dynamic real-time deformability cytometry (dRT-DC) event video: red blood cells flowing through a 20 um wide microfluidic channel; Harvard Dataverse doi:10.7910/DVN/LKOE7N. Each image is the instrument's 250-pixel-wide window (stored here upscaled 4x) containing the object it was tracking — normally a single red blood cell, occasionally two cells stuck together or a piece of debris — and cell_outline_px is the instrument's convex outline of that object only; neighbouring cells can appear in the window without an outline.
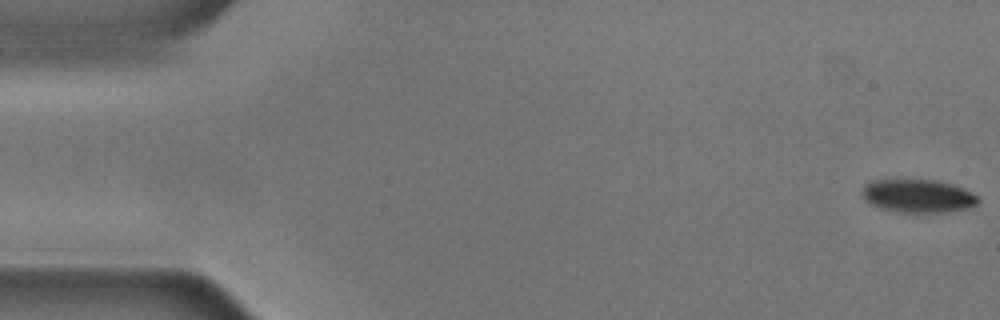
{"species": "common noctule bat (a hibernating species)", "species_latin": "Nyctalus noctula", "temperature_condition": "cold", "stored_images_in_passage": 56, "camera_frame_rate_fps": 3000, "um_per_image_px": 0.085, "animal": {"sex": "male", "body_mass_g": 17.9, "forearm_length_mm": 54.2}, "frame": {"image": 1, "passage_image": 1, "time_ms": 0.0, "image_size_px": [1000, 320], "cell_outline_px": [[980, 200], [972, 208], [952, 212], [892, 212], [868, 204], [864, 200], [860, 192], [864, 184], [872, 180], [936, 180], [952, 184], [964, 188], [972, 192]], "centroid_in_image_um": [78.0, 16.67], "position_along_channel_um": 7.0, "area_um2": 22.95}}
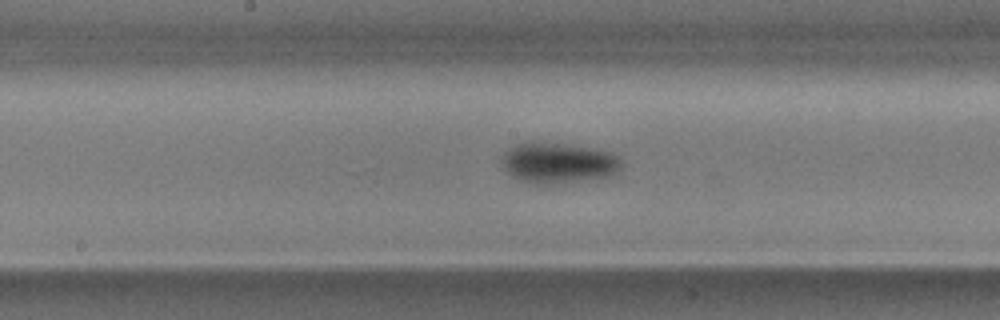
{"frame": {"image": 2, "passage_image": 28, "time_ms": 9.0, "image_size_px": [1000, 320], "cell_outline_px": [[624, 164], [616, 172], [608, 176], [548, 188], [532, 184], [520, 180], [512, 176], [504, 168], [500, 160], [504, 152], [516, 144], [528, 140], [564, 144], [596, 148], [612, 152], [620, 156]], "centroid_in_image_um": [47.45, 13.88], "position_along_channel_um": 200.7, "area_um2": 29.71}}
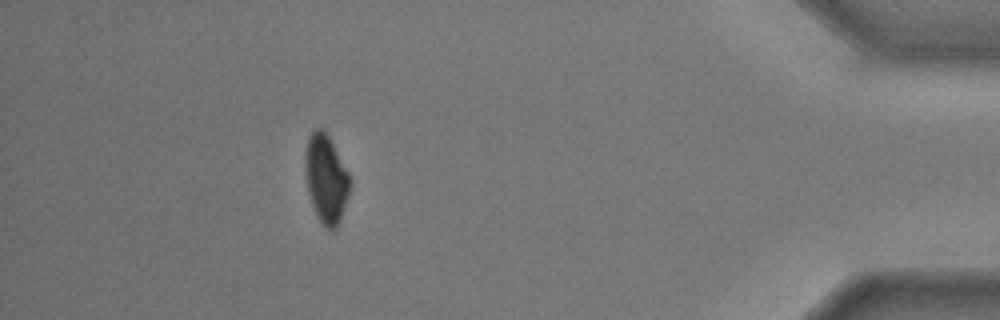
{"frame": {"image": 3, "passage_image": 50, "time_ms": 16.333, "image_size_px": [1000, 320], "cell_outline_px": [[352, 184], [340, 220], [336, 228], [328, 228], [316, 216], [308, 192], [304, 168], [308, 136], [316, 128], [320, 128], [328, 136], [348, 172], [352, 180]], "centroid_in_image_um": [27.72, 15.2], "position_along_channel_um": 407.5, "area_um2": 22.72}, "authors_computed_cell_mechanics": {"area_um2": 25.6343, "velocity_mm_per_s": 3.5717, "shape_relaxation_time_tau1_ms": 3.0513, "shape_relaxation_time_tau2_ms": null, "deformation_change_tau1": 0.0901, "deformation_change_tau2": null}}